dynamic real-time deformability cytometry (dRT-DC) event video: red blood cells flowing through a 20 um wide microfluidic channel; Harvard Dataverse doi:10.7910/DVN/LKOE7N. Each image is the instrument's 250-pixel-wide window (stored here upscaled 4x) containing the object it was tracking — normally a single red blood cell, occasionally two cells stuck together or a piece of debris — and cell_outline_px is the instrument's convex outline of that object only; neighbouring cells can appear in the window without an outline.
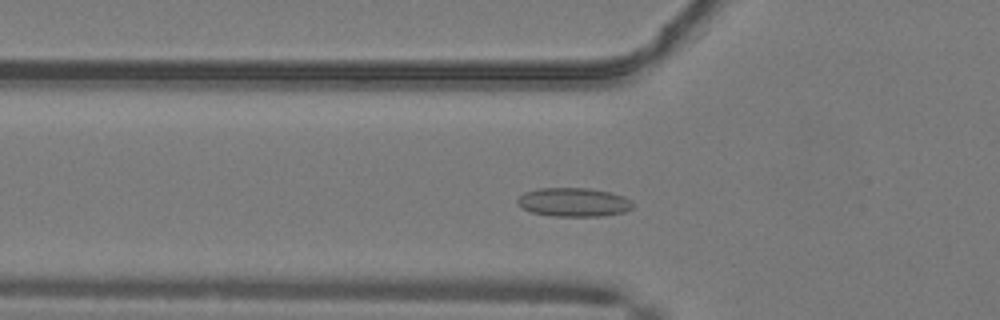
{"species": "common noctule bat (a hibernating species)", "species_latin": "Nyctalus noctula", "temperature_condition": "warm", "stored_images_in_passage": 44, "camera_frame_rate_fps": 3000, "um_per_image_px": 0.085, "animal": {"sex": "male", "body_mass_g": 19.2, "forearm_length_mm": 51.8}, "frame": {"image": 1, "passage_image": 11, "time_ms": 3.333, "image_size_px": [1000, 320], "cell_outline_px": [[632, 208], [624, 212], [600, 216], [552, 216], [532, 212], [516, 204], [516, 200], [524, 192], [540, 188], [588, 188], [608, 192], [624, 196], [632, 200]], "centroid_in_image_um": [48.75, 17.18], "position_along_channel_um": 77.1, "area_um2": 19.31}}
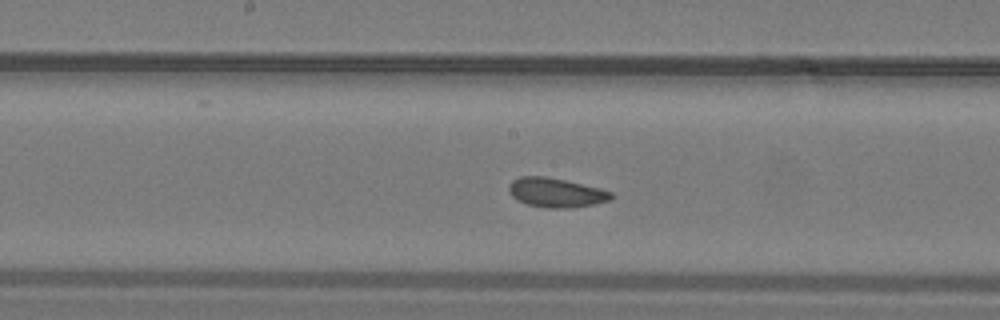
{"frame": {"image": 2, "passage_image": 20, "time_ms": 6.333, "image_size_px": [1000, 320], "cell_outline_px": [[612, 196], [608, 200], [592, 204], [572, 208], [548, 208], [528, 204], [516, 200], [508, 192], [508, 184], [512, 180], [520, 176], [544, 176], [564, 180], [600, 188], [612, 192]], "centroid_in_image_um": [47.2, 16.37], "position_along_channel_um": 201.0, "area_um2": 17.4}}
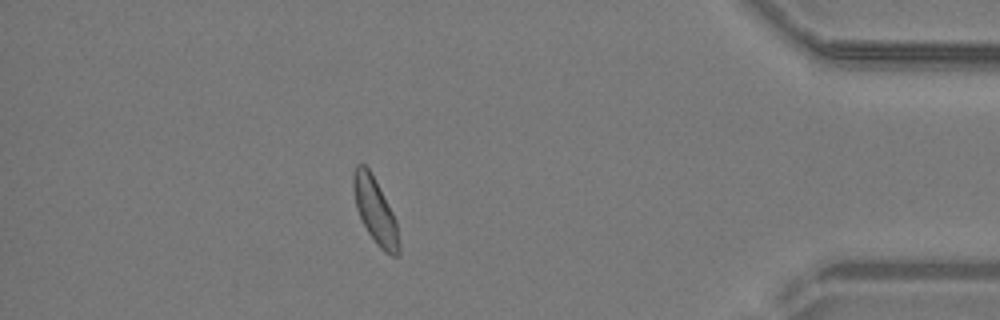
{"frame": {"image": 3, "passage_image": 38, "time_ms": 12.333, "image_size_px": [1000, 320], "cell_outline_px": [[400, 252], [396, 256], [392, 256], [384, 252], [376, 244], [368, 232], [356, 208], [352, 188], [352, 176], [356, 164], [364, 164], [368, 168], [392, 212], [396, 220], [400, 244]], "centroid_in_image_um": [31.88, 17.94], "position_along_channel_um": 403.3, "area_um2": 17.22}, "authors_computed_cell_mechanics": {"area_um2": 17.3978, "velocity_mm_per_s": 4.0916, "shape_relaxation_time_tau1_ms": 4.45, "shape_relaxation_time_tau2_ms": 3.136, "deformation_change_tau1": 0.0961, "deformation_change_tau2": 0.0997}}